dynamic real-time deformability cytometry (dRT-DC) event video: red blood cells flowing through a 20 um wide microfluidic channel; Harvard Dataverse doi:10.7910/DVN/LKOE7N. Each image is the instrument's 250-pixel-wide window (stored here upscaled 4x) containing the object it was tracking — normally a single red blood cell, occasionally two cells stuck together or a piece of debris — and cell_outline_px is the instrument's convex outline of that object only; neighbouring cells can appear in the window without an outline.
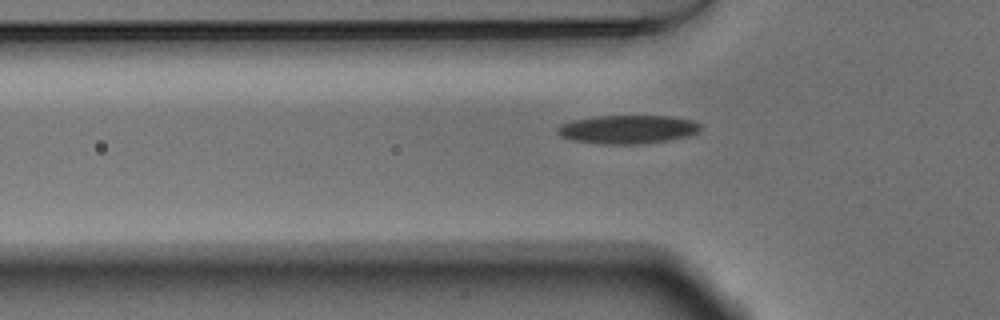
{"species": "Egyptian fruit bat (a non-hibernating species)", "species_latin": "Rousettus aegyptiacus", "temperature_condition": "warm", "stored_images_in_passage": 36, "camera_frame_rate_fps": 3000, "um_per_image_px": 0.085, "animal": {"sex": "male"}, "frame": {"image": 1, "passage_image": 3, "time_ms": 0.667, "image_size_px": [1000, 320], "cell_outline_px": [[704, 124], [700, 132], [688, 136], [668, 140], [640, 144], [604, 144], [572, 140], [560, 136], [556, 132], [556, 128], [560, 124], [572, 120], [596, 116], [672, 116], [692, 120]], "centroid_in_image_um": [53.38, 10.99], "position_along_channel_um": 72.4, "area_um2": 24.1}}
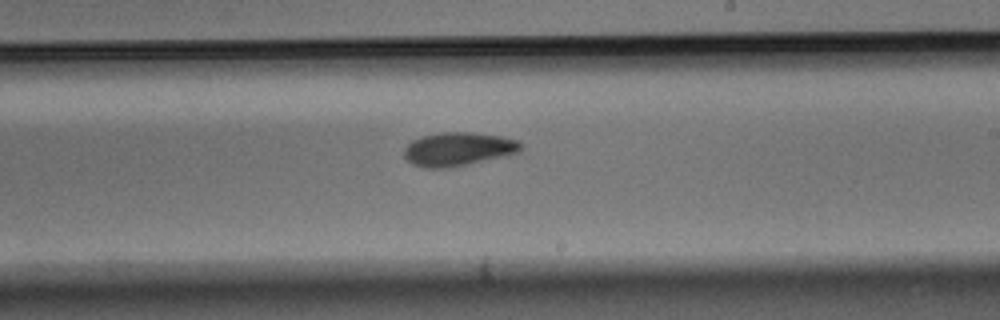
{"frame": {"image": 2, "passage_image": 17, "time_ms": 5.333, "image_size_px": [1000, 320], "cell_outline_px": [[524, 144], [520, 152], [508, 156], [448, 168], [424, 168], [412, 164], [404, 156], [404, 148], [412, 140], [424, 136], [440, 132], [472, 132], [500, 136], [520, 140]], "centroid_in_image_um": [39.0, 12.68], "position_along_channel_um": 250.0, "area_um2": 23.18}}
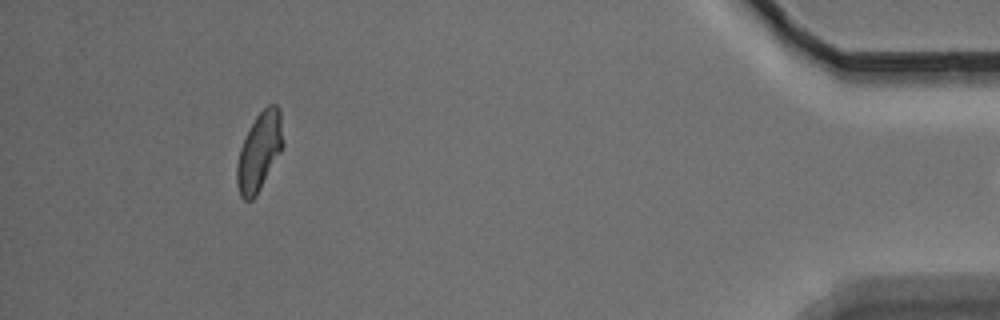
{"frame": {"image": 3, "passage_image": 35, "time_ms": 11.333, "image_size_px": [1000, 320], "cell_outline_px": [[284, 144], [280, 152], [256, 196], [252, 200], [244, 200], [240, 196], [236, 184], [236, 164], [240, 148], [256, 116], [268, 104], [276, 104], [280, 108]], "centroid_in_image_um": [22.04, 12.88], "position_along_channel_um": 413.2, "area_um2": 20.92}}